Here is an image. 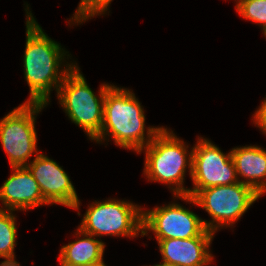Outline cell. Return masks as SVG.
<instances>
[{
    "instance_id": "cell-14",
    "label": "cell",
    "mask_w": 266,
    "mask_h": 266,
    "mask_svg": "<svg viewBox=\"0 0 266 266\" xmlns=\"http://www.w3.org/2000/svg\"><path fill=\"white\" fill-rule=\"evenodd\" d=\"M76 240L63 245L58 256L60 266H83L103 260L105 243L77 228Z\"/></svg>"
},
{
    "instance_id": "cell-9",
    "label": "cell",
    "mask_w": 266,
    "mask_h": 266,
    "mask_svg": "<svg viewBox=\"0 0 266 266\" xmlns=\"http://www.w3.org/2000/svg\"><path fill=\"white\" fill-rule=\"evenodd\" d=\"M205 230L203 219L179 203L171 202L151 210L143 208L142 236L152 231L156 240L189 239Z\"/></svg>"
},
{
    "instance_id": "cell-4",
    "label": "cell",
    "mask_w": 266,
    "mask_h": 266,
    "mask_svg": "<svg viewBox=\"0 0 266 266\" xmlns=\"http://www.w3.org/2000/svg\"><path fill=\"white\" fill-rule=\"evenodd\" d=\"M112 84L103 83L98 95L89 87L78 64L65 76L57 90V99L72 123L79 126L92 141L103 124L104 100Z\"/></svg>"
},
{
    "instance_id": "cell-3",
    "label": "cell",
    "mask_w": 266,
    "mask_h": 266,
    "mask_svg": "<svg viewBox=\"0 0 266 266\" xmlns=\"http://www.w3.org/2000/svg\"><path fill=\"white\" fill-rule=\"evenodd\" d=\"M184 140L163 127L154 139L137 154L145 153L143 174L148 181L168 185L174 195H188L189 188L184 187L186 169L192 175V154Z\"/></svg>"
},
{
    "instance_id": "cell-19",
    "label": "cell",
    "mask_w": 266,
    "mask_h": 266,
    "mask_svg": "<svg viewBox=\"0 0 266 266\" xmlns=\"http://www.w3.org/2000/svg\"><path fill=\"white\" fill-rule=\"evenodd\" d=\"M0 266H21L16 260L1 261Z\"/></svg>"
},
{
    "instance_id": "cell-12",
    "label": "cell",
    "mask_w": 266,
    "mask_h": 266,
    "mask_svg": "<svg viewBox=\"0 0 266 266\" xmlns=\"http://www.w3.org/2000/svg\"><path fill=\"white\" fill-rule=\"evenodd\" d=\"M0 201L3 205L0 209L13 211L49 205L27 167H12L10 177L0 187Z\"/></svg>"
},
{
    "instance_id": "cell-11",
    "label": "cell",
    "mask_w": 266,
    "mask_h": 266,
    "mask_svg": "<svg viewBox=\"0 0 266 266\" xmlns=\"http://www.w3.org/2000/svg\"><path fill=\"white\" fill-rule=\"evenodd\" d=\"M215 233L206 229L200 236L189 239L157 240L162 262L173 266H209L213 262L210 252Z\"/></svg>"
},
{
    "instance_id": "cell-6",
    "label": "cell",
    "mask_w": 266,
    "mask_h": 266,
    "mask_svg": "<svg viewBox=\"0 0 266 266\" xmlns=\"http://www.w3.org/2000/svg\"><path fill=\"white\" fill-rule=\"evenodd\" d=\"M78 228L89 235L138 237L143 224V208L131 201L107 199L87 206Z\"/></svg>"
},
{
    "instance_id": "cell-21",
    "label": "cell",
    "mask_w": 266,
    "mask_h": 266,
    "mask_svg": "<svg viewBox=\"0 0 266 266\" xmlns=\"http://www.w3.org/2000/svg\"><path fill=\"white\" fill-rule=\"evenodd\" d=\"M153 266H173V265H170V264H166V263H163V262H160L159 264H155Z\"/></svg>"
},
{
    "instance_id": "cell-2",
    "label": "cell",
    "mask_w": 266,
    "mask_h": 266,
    "mask_svg": "<svg viewBox=\"0 0 266 266\" xmlns=\"http://www.w3.org/2000/svg\"><path fill=\"white\" fill-rule=\"evenodd\" d=\"M145 119L143 106L134 92L112 84L105 95L101 131L93 141L103 143L110 137L116 146L138 153L163 128L146 127Z\"/></svg>"
},
{
    "instance_id": "cell-13",
    "label": "cell",
    "mask_w": 266,
    "mask_h": 266,
    "mask_svg": "<svg viewBox=\"0 0 266 266\" xmlns=\"http://www.w3.org/2000/svg\"><path fill=\"white\" fill-rule=\"evenodd\" d=\"M231 157L239 182L251 186L263 196L266 193L265 148L256 145L234 147L231 149Z\"/></svg>"
},
{
    "instance_id": "cell-5",
    "label": "cell",
    "mask_w": 266,
    "mask_h": 266,
    "mask_svg": "<svg viewBox=\"0 0 266 266\" xmlns=\"http://www.w3.org/2000/svg\"><path fill=\"white\" fill-rule=\"evenodd\" d=\"M188 204H194L210 215L211 221L203 220L209 231L232 227L261 196L249 185L237 182L200 190L194 197L174 195Z\"/></svg>"
},
{
    "instance_id": "cell-15",
    "label": "cell",
    "mask_w": 266,
    "mask_h": 266,
    "mask_svg": "<svg viewBox=\"0 0 266 266\" xmlns=\"http://www.w3.org/2000/svg\"><path fill=\"white\" fill-rule=\"evenodd\" d=\"M13 212V210L0 209V257L4 260L16 259L17 217Z\"/></svg>"
},
{
    "instance_id": "cell-17",
    "label": "cell",
    "mask_w": 266,
    "mask_h": 266,
    "mask_svg": "<svg viewBox=\"0 0 266 266\" xmlns=\"http://www.w3.org/2000/svg\"><path fill=\"white\" fill-rule=\"evenodd\" d=\"M113 0H80L79 5L69 20V25H80L97 15H105ZM77 23V24H76Z\"/></svg>"
},
{
    "instance_id": "cell-1",
    "label": "cell",
    "mask_w": 266,
    "mask_h": 266,
    "mask_svg": "<svg viewBox=\"0 0 266 266\" xmlns=\"http://www.w3.org/2000/svg\"><path fill=\"white\" fill-rule=\"evenodd\" d=\"M25 7L26 44L23 71L30 90L29 99L25 103L48 105L51 91L55 89L57 93L65 76L77 63L66 61L72 57L69 52L44 32L30 11L29 4L26 3Z\"/></svg>"
},
{
    "instance_id": "cell-16",
    "label": "cell",
    "mask_w": 266,
    "mask_h": 266,
    "mask_svg": "<svg viewBox=\"0 0 266 266\" xmlns=\"http://www.w3.org/2000/svg\"><path fill=\"white\" fill-rule=\"evenodd\" d=\"M237 13L246 20L257 23L266 33V0H235Z\"/></svg>"
},
{
    "instance_id": "cell-18",
    "label": "cell",
    "mask_w": 266,
    "mask_h": 266,
    "mask_svg": "<svg viewBox=\"0 0 266 266\" xmlns=\"http://www.w3.org/2000/svg\"><path fill=\"white\" fill-rule=\"evenodd\" d=\"M252 116L253 123L256 127L260 128L264 134L266 132V97Z\"/></svg>"
},
{
    "instance_id": "cell-7",
    "label": "cell",
    "mask_w": 266,
    "mask_h": 266,
    "mask_svg": "<svg viewBox=\"0 0 266 266\" xmlns=\"http://www.w3.org/2000/svg\"><path fill=\"white\" fill-rule=\"evenodd\" d=\"M46 106L23 102L0 119V142L11 168L26 167L31 162L29 158L41 152L37 149L35 122Z\"/></svg>"
},
{
    "instance_id": "cell-8",
    "label": "cell",
    "mask_w": 266,
    "mask_h": 266,
    "mask_svg": "<svg viewBox=\"0 0 266 266\" xmlns=\"http://www.w3.org/2000/svg\"><path fill=\"white\" fill-rule=\"evenodd\" d=\"M197 139L191 148L193 188H189L188 195L194 197L202 189L239 182L231 150L229 153H223L209 139L201 136Z\"/></svg>"
},
{
    "instance_id": "cell-20",
    "label": "cell",
    "mask_w": 266,
    "mask_h": 266,
    "mask_svg": "<svg viewBox=\"0 0 266 266\" xmlns=\"http://www.w3.org/2000/svg\"><path fill=\"white\" fill-rule=\"evenodd\" d=\"M83 266H107L103 260L101 261H98V262H95V263H91V264H86V265H83Z\"/></svg>"
},
{
    "instance_id": "cell-10",
    "label": "cell",
    "mask_w": 266,
    "mask_h": 266,
    "mask_svg": "<svg viewBox=\"0 0 266 266\" xmlns=\"http://www.w3.org/2000/svg\"><path fill=\"white\" fill-rule=\"evenodd\" d=\"M39 184L44 200L79 210L81 205L74 185L65 170L43 153L37 154L26 166Z\"/></svg>"
}]
</instances>
